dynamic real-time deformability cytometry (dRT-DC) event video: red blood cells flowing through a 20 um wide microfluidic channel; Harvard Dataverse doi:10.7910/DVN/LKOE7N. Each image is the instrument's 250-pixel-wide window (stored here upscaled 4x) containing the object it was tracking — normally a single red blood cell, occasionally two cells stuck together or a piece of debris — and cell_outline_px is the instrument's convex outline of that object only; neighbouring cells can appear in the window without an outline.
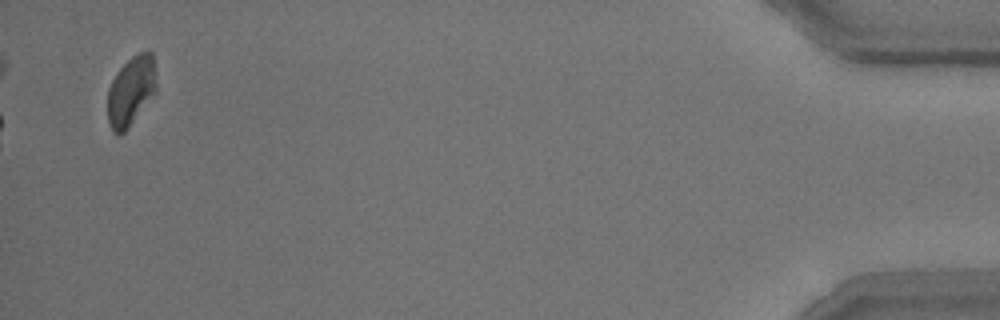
{"species": "common noctule bat (a hibernating species)", "species_latin": "Nyctalus noctula", "temperature_condition": "room temperature", "stored_images_in_passage": 47, "camera_frame_rate_fps": 3000, "um_per_image_px": 0.085, "animal": {"sex": "male", "body_mass_g": 15.6}, "frame": {"image": 1, "passage_image": 47, "time_ms": 15.333, "image_size_px": [1000, 320], "cell_outline_px": [[156, 92], [128, 128], [124, 132], [112, 132], [108, 124], [108, 88], [116, 72], [132, 56], [140, 52], [152, 52], [156, 84]], "centroid_in_image_um": [11.12, 7.74], "position_along_channel_um": 424.1, "area_um2": 19.54}, "authors_computed_cell_mechanics": {"area_um2": 21.5016, "velocity_mm_per_s": 3.7838, "shape_relaxation_time_tau1_ms": 4.7839, "shape_relaxation_time_tau2_ms": 1.4149, "deformation_change_tau1": 0.1012, "deformation_change_tau2": 0.081}}